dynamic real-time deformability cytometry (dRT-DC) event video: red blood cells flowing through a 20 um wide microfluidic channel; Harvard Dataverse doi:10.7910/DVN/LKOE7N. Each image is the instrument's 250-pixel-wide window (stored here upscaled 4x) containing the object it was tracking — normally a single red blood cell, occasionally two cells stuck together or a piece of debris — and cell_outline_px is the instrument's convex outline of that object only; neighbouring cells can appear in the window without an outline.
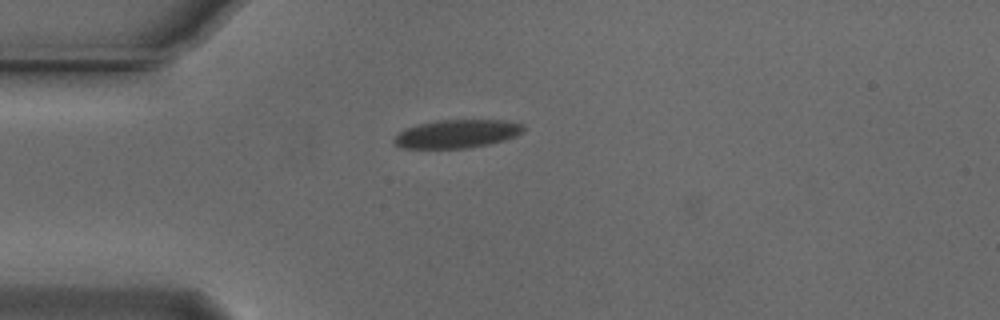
{"species": "Egyptian fruit bat (a non-hibernating species)", "species_latin": "Rousettus aegyptiacus", "temperature_condition": "cold", "stored_images_in_passage": 50, "camera_frame_rate_fps": 3000, "um_per_image_px": 0.085, "animal": {"sex": "male"}, "frame": {"image": 1, "passage_image": 12, "time_ms": 3.667, "image_size_px": [1000, 320], "cell_outline_px": [[524, 132], [516, 136], [504, 140], [488, 144], [468, 148], [400, 148], [392, 144], [392, 140], [404, 128], [416, 124], [436, 120], [504, 120], [524, 124]], "centroid_in_image_um": [38.81, 11.37], "position_along_channel_um": 46.2, "area_um2": 21.62}}
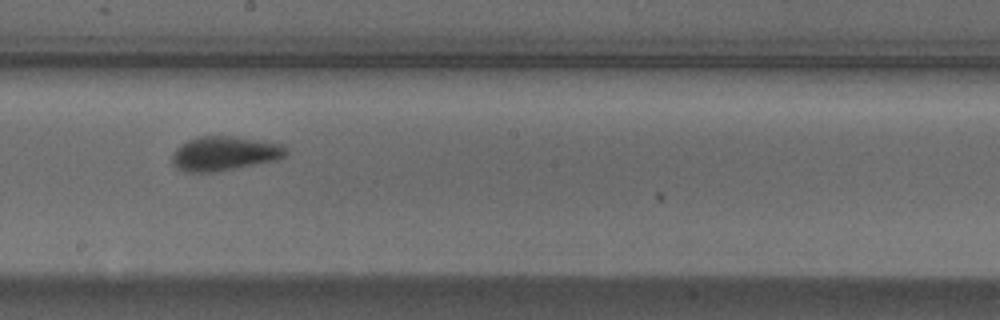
{"frame": {"image": 2, "passage_image": 28, "time_ms": 9.0, "image_size_px": [1000, 320], "cell_outline_px": [[288, 156], [276, 160], [212, 172], [184, 172], [176, 168], [172, 164], [172, 152], [180, 144], [188, 140], [200, 136], [236, 136], [280, 144], [288, 148]], "centroid_in_image_um": [19.06, 13.04], "position_along_channel_um": 229.1, "area_um2": 22.83}}
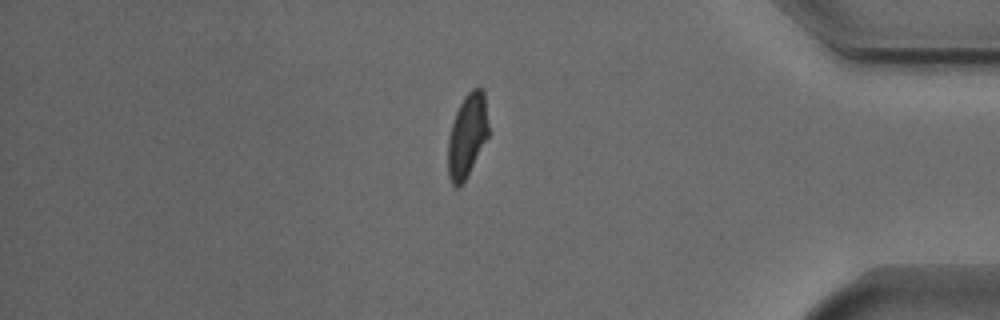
{"frame": {"image": 3, "passage_image": 44, "time_ms": 14.333, "image_size_px": [1000, 320], "cell_outline_px": [[488, 136], [468, 176], [460, 188], [456, 188], [452, 184], [448, 176], [448, 140], [452, 124], [456, 112], [464, 96], [472, 88], [480, 88], [484, 92], [488, 124]], "centroid_in_image_um": [39.7, 11.57], "position_along_channel_um": 395.5, "area_um2": 19.71}, "authors_computed_cell_mechanics": {"area_um2": 21.0681, "velocity_mm_per_s": 3.7339, "shape_relaxation_time_tau1_ms": 4.1846, "shape_relaxation_time_tau2_ms": 1.5596, "deformation_change_tau1": 0.1214, "deformation_change_tau2": 0.0461}}